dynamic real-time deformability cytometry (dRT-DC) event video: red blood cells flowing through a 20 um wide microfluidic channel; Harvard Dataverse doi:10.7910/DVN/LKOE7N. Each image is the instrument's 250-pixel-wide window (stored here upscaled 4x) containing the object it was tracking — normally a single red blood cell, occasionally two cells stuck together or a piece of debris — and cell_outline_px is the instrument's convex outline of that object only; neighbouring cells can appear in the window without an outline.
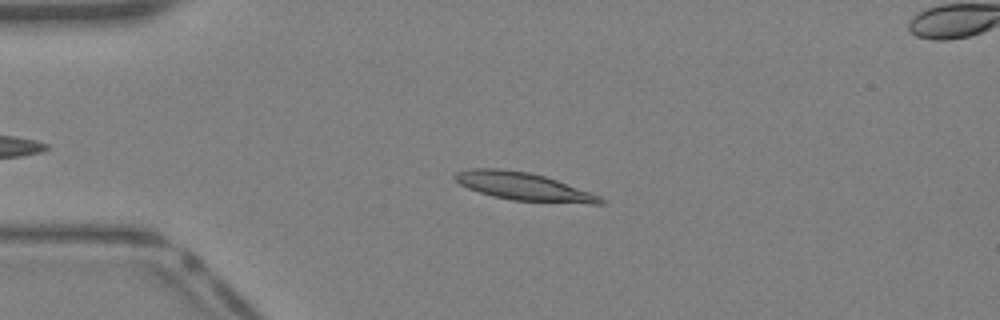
{"species": "Egyptian fruit bat (a non-hibernating species)", "species_latin": "Rousettus aegyptiacus", "temperature_condition": "warm", "stored_images_in_passage": 13, "camera_frame_rate_fps": 3000, "um_per_image_px": 0.085, "animal": {"sex": "female"}, "frame": {"image": 1, "passage_image": 10, "time_ms": 3.0, "image_size_px": [1000, 320], "cell_outline_px": [[608, 200], [604, 204], [592, 204], [512, 200], [492, 196], [468, 188], [460, 184], [452, 176], [456, 172], [468, 168], [500, 168], [528, 172], [544, 176], [592, 192]], "centroid_in_image_um": [44.53, 15.85], "position_along_channel_um": 40.5, "area_um2": 23.76}}